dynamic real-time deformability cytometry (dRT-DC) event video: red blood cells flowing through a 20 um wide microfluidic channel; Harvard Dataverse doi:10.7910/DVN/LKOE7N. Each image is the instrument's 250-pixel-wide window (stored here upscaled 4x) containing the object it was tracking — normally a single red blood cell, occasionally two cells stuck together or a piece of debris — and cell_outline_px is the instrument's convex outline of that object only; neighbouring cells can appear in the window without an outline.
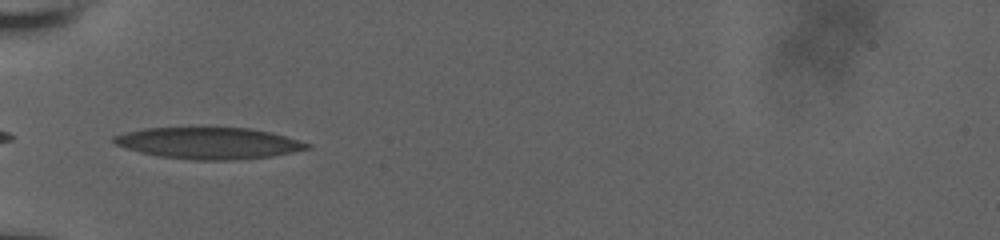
{"species": "human", "species_latin": "Homo sapiens", "temperature_condition": "room temperature", "stored_images_in_passage": 36, "camera_frame_rate_fps": 3000, "um_per_image_px": 0.085, "donor": {"sex": "male"}, "frame": {"image": 1, "passage_image": 1, "time_ms": 0.0, "image_size_px": [1000, 240], "cell_outline_px": [[312, 148], [272, 156], [232, 160], [192, 160], [160, 156], [140, 152], [116, 144], [112, 140], [112, 136], [144, 128], [252, 128], [272, 132], [300, 140], [312, 144]], "centroid_in_image_um": [17.81, 12.17], "position_along_channel_um": 67.2, "area_um2": 35.37}}
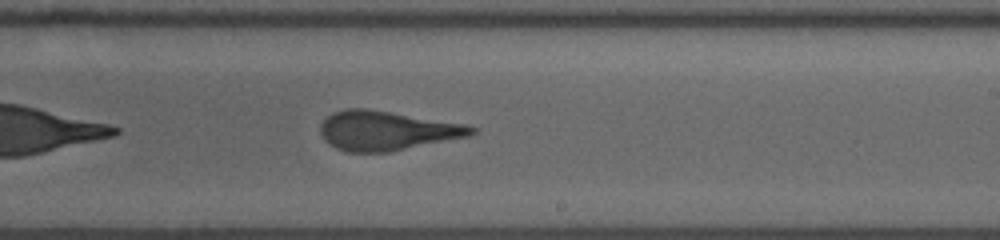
{"frame": {"image": 2, "passage_image": 16, "time_ms": 5.0, "image_size_px": [1000, 240], "cell_outline_px": [[476, 132], [468, 136], [392, 152], [348, 152], [336, 148], [328, 144], [324, 140], [320, 132], [320, 124], [332, 112], [344, 108], [368, 108], [468, 124], [476, 128]], "centroid_in_image_um": [32.86, 11.1], "position_along_channel_um": 256.1, "area_um2": 35.03}}
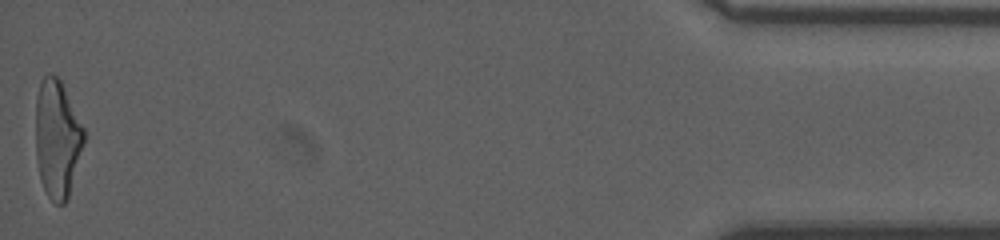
{"frame": {"image": 3, "passage_image": 36, "time_ms": 11.667, "image_size_px": [1000, 240], "cell_outline_px": [[84, 144], [68, 196], [64, 204], [56, 204], [48, 196], [40, 180], [36, 156], [36, 96], [40, 84], [44, 76], [52, 72], [60, 80], [84, 128]], "centroid_in_image_um": [4.85, 11.79], "position_along_channel_um": 430.3, "area_um2": 32.89}, "authors_computed_cell_mechanics": {"area_um2": 34.2754, "velocity_mm_per_s": 3.8666, "shape_relaxation_time_tau1_ms": 8.05, "shape_relaxation_time_tau2_ms": 1.1388, "deformation_change_tau1": 0.2796, "deformation_change_tau2": 0.1098}}